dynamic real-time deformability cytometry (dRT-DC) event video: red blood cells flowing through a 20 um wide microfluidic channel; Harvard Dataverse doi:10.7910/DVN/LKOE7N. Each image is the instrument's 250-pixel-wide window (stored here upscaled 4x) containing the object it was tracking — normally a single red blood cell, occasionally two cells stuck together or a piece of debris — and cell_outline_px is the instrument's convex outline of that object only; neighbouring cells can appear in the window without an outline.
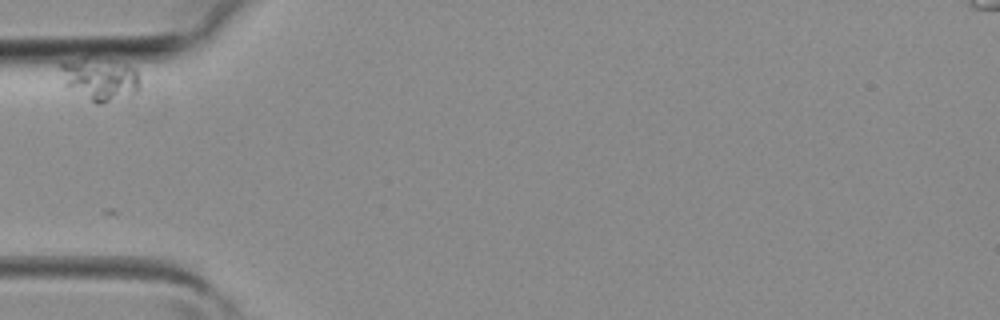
{"species": "common noctule bat (a hibernating species)", "species_latin": "Nyctalus noctula", "temperature_condition": "room temperature", "stored_images_in_passage": 1, "camera_frame_rate_fps": 3000, "um_per_image_px": 0.085, "animal": {"sex": "female", "body_mass_g": 19.3, "forearm_length_mm": 54.1}, "frame": {"image": 1, "passage_image": 1, "time_ms": 0.0, "image_size_px": [1000, 320], "cell_outline_px": [[140, 88], [136, 92], [100, 104], [96, 104], [64, 88], [60, 68], [60, 64], [84, 60], [124, 64], [136, 68], [140, 76]], "centroid_in_image_um": [8.49, 6.81], "position_along_channel_um": 76.5, "area_um2": 19.07}}